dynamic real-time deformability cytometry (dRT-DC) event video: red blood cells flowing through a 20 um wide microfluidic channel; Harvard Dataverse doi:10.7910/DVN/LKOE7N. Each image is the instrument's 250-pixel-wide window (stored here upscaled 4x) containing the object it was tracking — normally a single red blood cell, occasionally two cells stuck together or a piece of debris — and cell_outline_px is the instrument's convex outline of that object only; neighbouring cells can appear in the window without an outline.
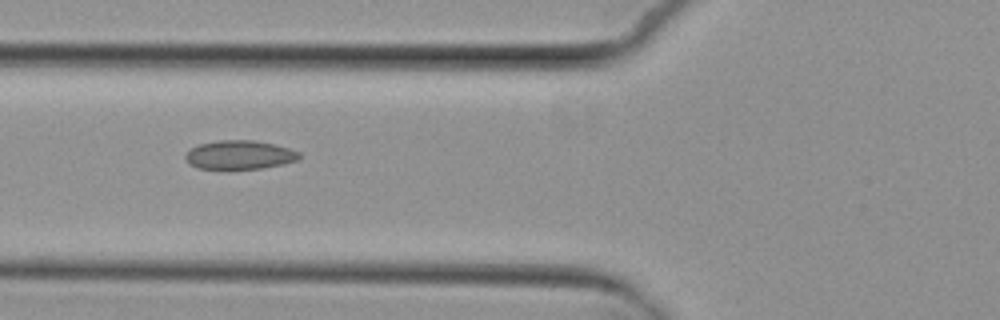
{"species": "common noctule bat (a hibernating species)", "species_latin": "Nyctalus noctula", "temperature_condition": "cold", "stored_images_in_passage": 7, "camera_frame_rate_fps": 3000, "um_per_image_px": 0.085, "animal": {"sex": "female", "body_mass_g": 29.2, "forearm_length_mm": 56.3}, "frame": {"image": 1, "passage_image": 3, "time_ms": 2.333, "image_size_px": [1000, 320], "cell_outline_px": [[300, 156], [296, 160], [284, 164], [264, 168], [196, 168], [188, 164], [184, 156], [192, 148], [200, 144], [220, 140], [252, 140], [276, 144], [300, 152]], "centroid_in_image_um": [20.37, 13.16], "position_along_channel_um": 105.4, "area_um2": 18.96}}
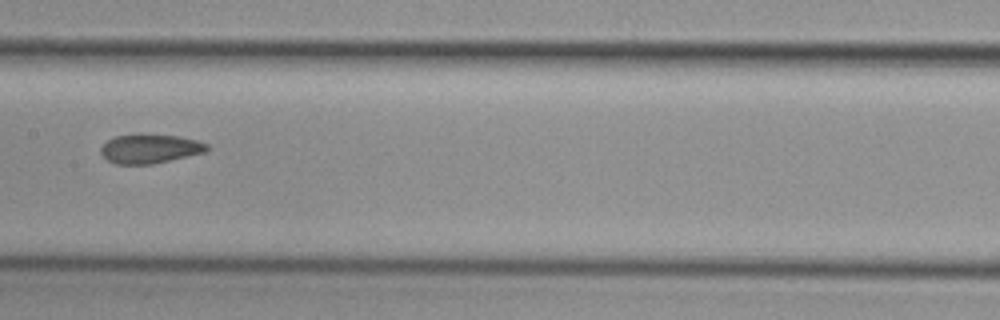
{"frame": {"image": 2, "passage_image": 5, "time_ms": 4.667, "image_size_px": [1000, 320], "cell_outline_px": [[212, 148], [204, 152], [152, 164], [116, 164], [108, 160], [100, 152], [100, 148], [108, 140], [116, 136], [140, 132], [180, 136], [196, 140], [208, 144]], "centroid_in_image_um": [12.75, 12.61], "position_along_channel_um": 194.7, "area_um2": 18.32}}
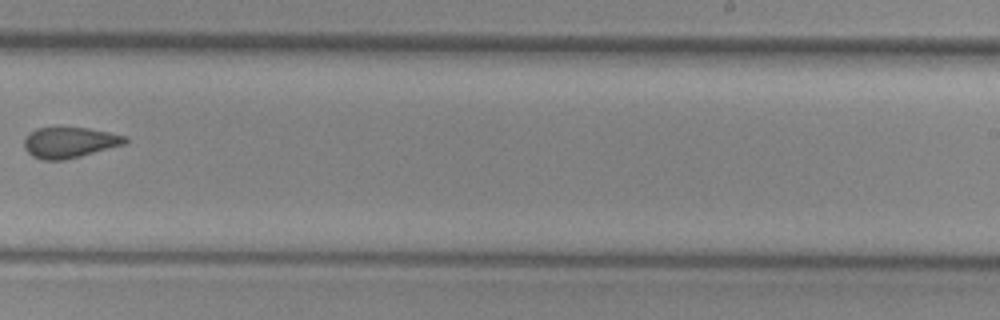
{"frame": {"image": 3, "passage_image": 7, "time_ms": 7.0, "image_size_px": [1000, 320], "cell_outline_px": [[128, 140], [124, 144], [80, 156], [64, 160], [44, 160], [32, 156], [24, 148], [24, 140], [36, 128], [88, 128], [128, 136]], "centroid_in_image_um": [5.92, 12.11], "position_along_channel_um": 283.1, "area_um2": 17.8}}